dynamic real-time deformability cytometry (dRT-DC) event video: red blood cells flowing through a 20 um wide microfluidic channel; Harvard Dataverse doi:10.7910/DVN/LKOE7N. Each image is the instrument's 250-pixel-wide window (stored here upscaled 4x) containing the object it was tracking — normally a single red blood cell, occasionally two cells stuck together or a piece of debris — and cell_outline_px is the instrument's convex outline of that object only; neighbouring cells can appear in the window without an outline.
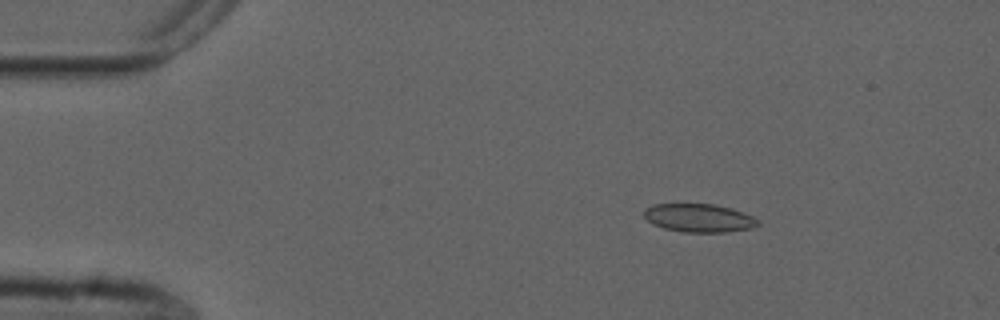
{"species": "common noctule bat (a hibernating species)", "species_latin": "Nyctalus noctula", "temperature_condition": "cold", "stored_images_in_passage": 13, "camera_frame_rate_fps": 3000, "um_per_image_px": 0.085, "animal": {"sex": "male", "forearm_length_mm": 52.5}, "frame": {"image": 1, "passage_image": 9, "time_ms": 2.667, "image_size_px": [1000, 320], "cell_outline_px": [[760, 224], [752, 228], [728, 232], [680, 232], [664, 228], [652, 224], [644, 216], [644, 208], [652, 204], [676, 200], [712, 204], [732, 208], [744, 212], [760, 220]], "centroid_in_image_um": [59.35, 18.47], "position_along_channel_um": 25.6, "area_um2": 19.88}}